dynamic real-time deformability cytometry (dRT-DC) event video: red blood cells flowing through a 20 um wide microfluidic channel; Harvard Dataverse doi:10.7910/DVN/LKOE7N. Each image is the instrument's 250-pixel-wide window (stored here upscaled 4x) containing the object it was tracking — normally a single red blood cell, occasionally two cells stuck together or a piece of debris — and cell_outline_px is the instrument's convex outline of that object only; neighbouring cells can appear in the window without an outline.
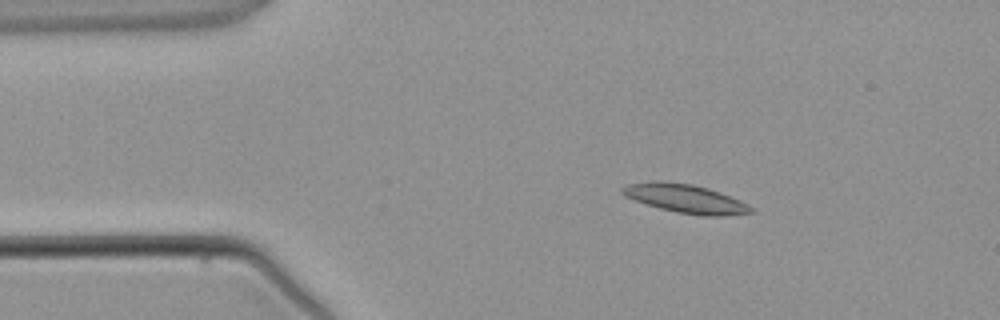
{"species": "common noctule bat (a hibernating species)", "species_latin": "Nyctalus noctula", "temperature_condition": "warm", "stored_images_in_passage": 4, "camera_frame_rate_fps": 3000, "um_per_image_px": 0.085, "animal": {"sex": "male", "body_mass_g": 21.5, "forearm_length_mm": 52.0}, "frame": {"image": 1, "passage_image": 3, "time_ms": 2.333, "image_size_px": [1000, 320], "cell_outline_px": [[756, 208], [752, 212], [724, 216], [704, 216], [676, 212], [660, 208], [624, 196], [620, 192], [620, 188], [628, 184], [648, 180], [656, 180], [692, 184], [708, 188], [720, 192], [740, 200]], "centroid_in_image_um": [58.26, 16.87], "position_along_channel_um": 26.7, "area_um2": 21.62}}